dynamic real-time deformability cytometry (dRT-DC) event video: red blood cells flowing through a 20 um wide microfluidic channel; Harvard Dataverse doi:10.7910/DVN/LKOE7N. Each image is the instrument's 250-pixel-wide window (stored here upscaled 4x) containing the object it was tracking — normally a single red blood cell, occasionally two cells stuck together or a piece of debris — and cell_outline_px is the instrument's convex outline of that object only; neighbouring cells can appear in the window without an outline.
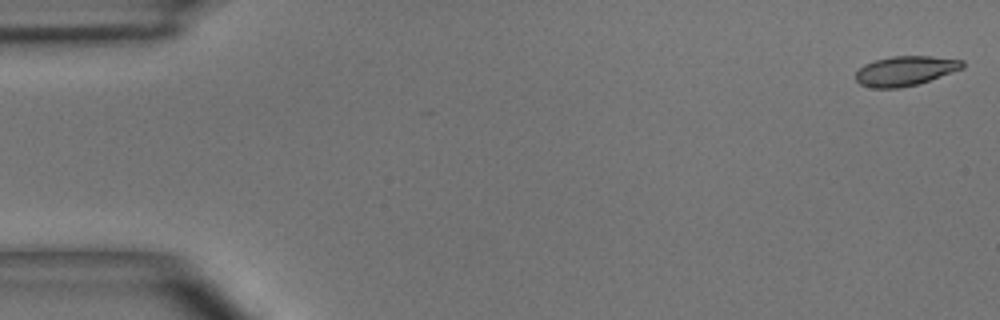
{"species": "common noctule bat (a hibernating species)", "species_latin": "Nyctalus noctula", "temperature_condition": "room temperature", "stored_images_in_passage": 51, "camera_frame_rate_fps": 3000, "um_per_image_px": 0.085, "animal": {"sex": "male", "body_mass_g": 15.6}, "frame": {"image": 1, "passage_image": 1, "time_ms": 0.0, "image_size_px": [1000, 320], "cell_outline_px": [[964, 68], [916, 84], [900, 88], [872, 88], [860, 84], [856, 80], [856, 72], [864, 64], [876, 60], [892, 56], [932, 56], [964, 60]], "centroid_in_image_um": [76.94, 6.02], "position_along_channel_um": 8.1, "area_um2": 18.32}}
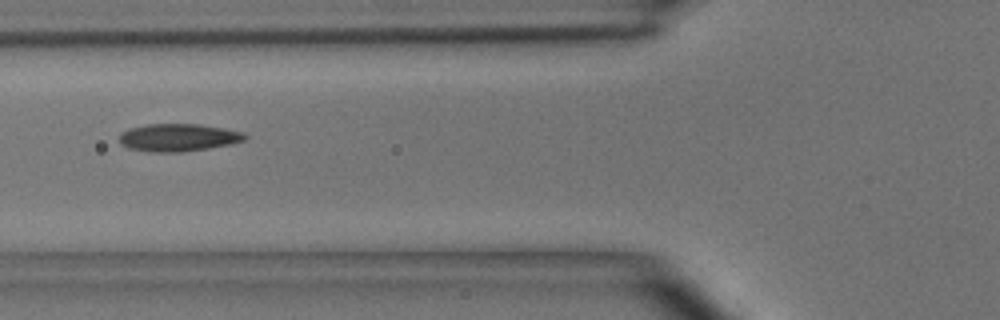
{"frame": {"image": 2, "passage_image": 19, "time_ms": 6.0, "image_size_px": [1000, 320], "cell_outline_px": [[248, 136], [244, 140], [232, 144], [208, 148], [180, 152], [152, 152], [128, 148], [120, 144], [120, 132], [128, 128], [148, 124], [200, 124], [224, 128], [244, 132]], "centroid_in_image_um": [15.15, 11.68], "position_along_channel_um": 110.7, "area_um2": 20.35}}
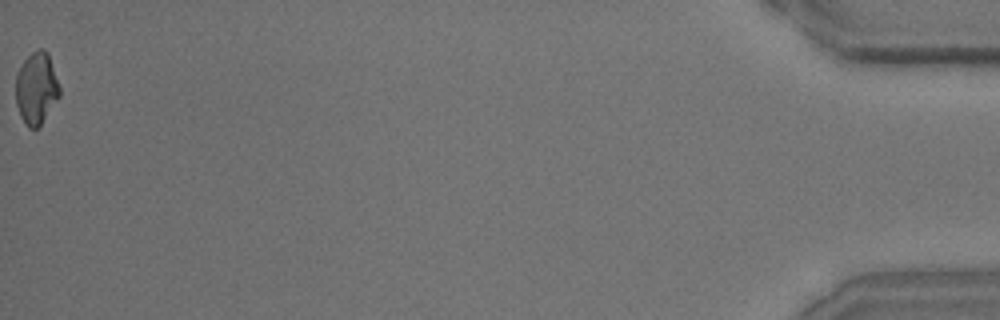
{"frame": {"image": 3, "passage_image": 51, "time_ms": 16.667, "image_size_px": [1000, 320], "cell_outline_px": [[60, 96], [40, 124], [36, 128], [28, 128], [20, 116], [16, 104], [16, 76], [24, 60], [32, 52], [40, 48], [44, 48], [48, 52], [60, 88]], "centroid_in_image_um": [3.09, 7.49], "position_along_channel_um": 432.1, "area_um2": 18.21}, "authors_computed_cell_mechanics": {"area_um2": 19.0162, "velocity_mm_per_s": 3.9094, "shape_relaxation_time_tau1_ms": 3.8172, "shape_relaxation_time_tau2_ms": 2.823, "deformation_change_tau1": 0.1509, "deformation_change_tau2": 0.0815}}